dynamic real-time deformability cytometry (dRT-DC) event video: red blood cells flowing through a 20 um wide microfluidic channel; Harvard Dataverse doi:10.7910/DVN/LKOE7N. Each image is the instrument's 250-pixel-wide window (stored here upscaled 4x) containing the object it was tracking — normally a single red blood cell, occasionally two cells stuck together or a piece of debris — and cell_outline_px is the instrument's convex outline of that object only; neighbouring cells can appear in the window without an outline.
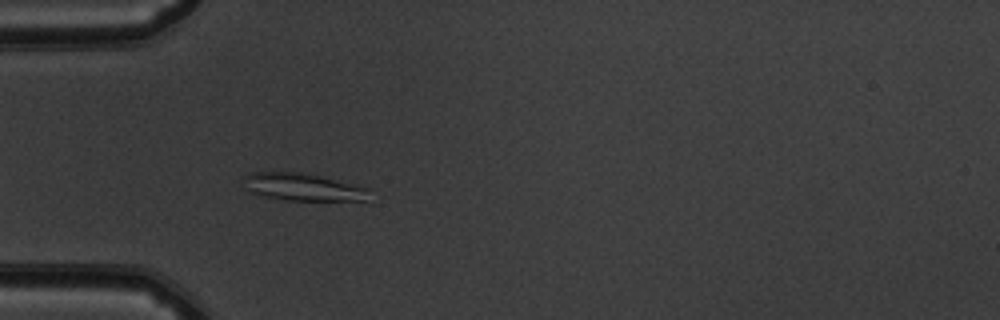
{"species": "common noctule bat (a hibernating species)", "species_latin": "Nyctalus noctula", "temperature_condition": "warm", "stored_images_in_passage": 38, "camera_frame_rate_fps": 3000, "um_per_image_px": 0.085, "animal": {"sex": "male", "body_mass_g": 19.5, "forearm_length_mm": 54.6}, "frame": {"image": 1, "passage_image": 1, "time_ms": 0.0, "image_size_px": [1000, 320], "cell_outline_px": [[368, 188], [364, 200], [284, 200], [264, 196], [248, 192], [244, 188], [244, 176], [252, 172], [304, 172]], "centroid_in_image_um": [25.62, 15.89], "position_along_channel_um": 59.4, "area_um2": 19.83}}
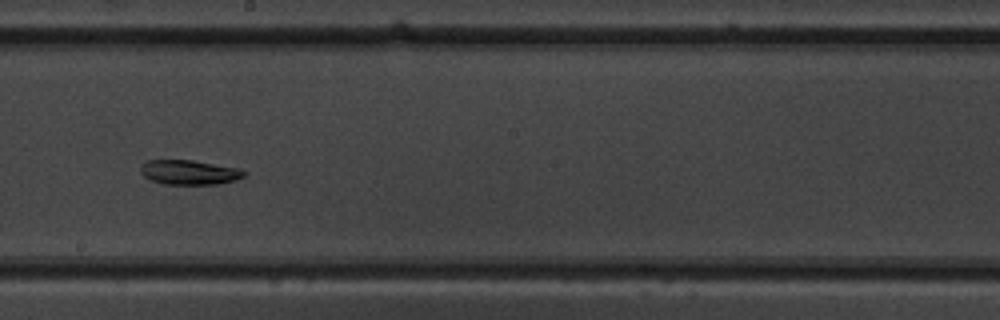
{"frame": {"image": 2, "passage_image": 15, "time_ms": 4.667, "image_size_px": [1000, 320], "cell_outline_px": [[244, 176], [236, 180], [216, 184], [164, 184], [152, 180], [144, 176], [140, 172], [140, 164], [148, 160], [192, 160], [240, 168], [244, 172]], "centroid_in_image_um": [16.06, 14.64], "position_along_channel_um": 232.1, "area_um2": 14.8}}
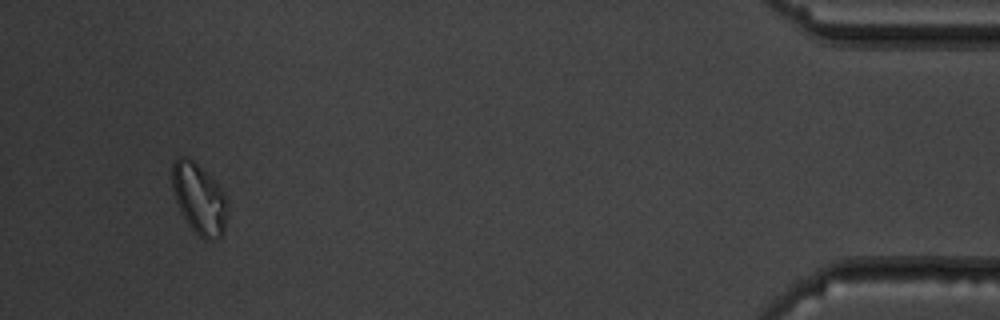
{"frame": {"image": 3, "passage_image": 35, "time_ms": 11.333, "image_size_px": [1000, 320], "cell_outline_px": [[228, 212], [224, 232], [216, 240], [204, 240], [188, 224], [176, 200], [172, 188], [172, 160], [176, 156], [184, 156], [192, 160], [224, 192], [228, 200]], "centroid_in_image_um": [16.94, 16.9], "position_along_channel_um": 418.3, "area_um2": 22.6}, "authors_computed_cell_mechanics": {"area_um2": 15.4615, "velocity_mm_per_s": 3.8125, "shape_relaxation_time_tau1_ms": 6.7456, "shape_relaxation_time_tau2_ms": null, "deformation_change_tau1": 0.1522, "deformation_change_tau2": null}}